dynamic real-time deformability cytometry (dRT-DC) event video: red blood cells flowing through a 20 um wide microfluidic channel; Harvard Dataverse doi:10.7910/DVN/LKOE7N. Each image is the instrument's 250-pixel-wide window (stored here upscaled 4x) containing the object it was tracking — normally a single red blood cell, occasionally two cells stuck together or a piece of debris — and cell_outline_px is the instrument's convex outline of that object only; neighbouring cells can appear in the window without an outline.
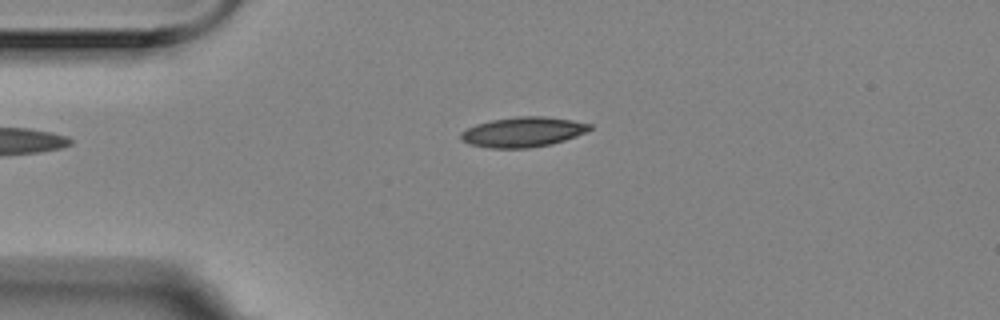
{"species": "Egyptian fruit bat (a non-hibernating species)", "species_latin": "Rousettus aegyptiacus", "temperature_condition": "room temperature", "stored_images_in_passage": 2, "camera_frame_rate_fps": 3000, "um_per_image_px": 0.085, "animal": {"sex": "female"}, "frame": {"image": 1, "passage_image": 2, "time_ms": 0.333, "image_size_px": [1000, 320], "cell_outline_px": [[592, 128], [576, 136], [552, 144], [528, 148], [488, 148], [468, 144], [460, 136], [460, 132], [476, 124], [492, 120], [516, 116], [544, 116], [592, 124]], "centroid_in_image_um": [44.42, 11.22], "position_along_channel_um": 40.6, "area_um2": 22.37}}